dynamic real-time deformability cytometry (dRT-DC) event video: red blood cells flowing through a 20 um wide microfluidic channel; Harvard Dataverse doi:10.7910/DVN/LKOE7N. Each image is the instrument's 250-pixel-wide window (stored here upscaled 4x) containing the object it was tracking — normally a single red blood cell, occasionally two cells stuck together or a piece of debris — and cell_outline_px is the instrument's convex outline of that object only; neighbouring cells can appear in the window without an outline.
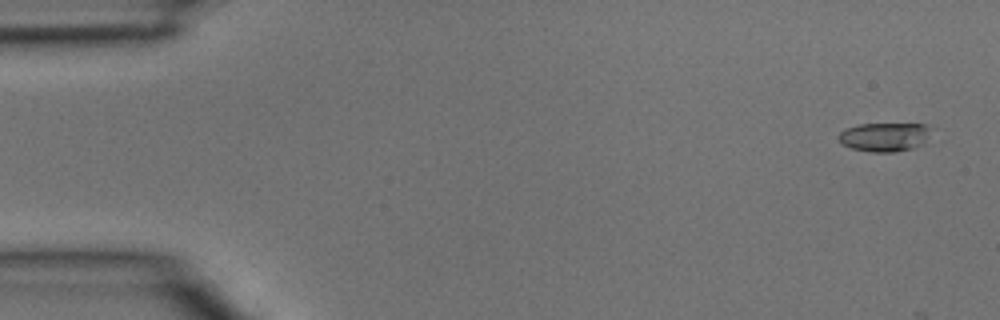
{"species": "common noctule bat (a hibernating species)", "species_latin": "Nyctalus noctula", "temperature_condition": "room temperature", "stored_images_in_passage": 3, "camera_frame_rate_fps": 3000, "um_per_image_px": 0.085, "animal": {"sex": "male", "body_mass_g": 15.6}, "frame": {"image": 1, "passage_image": 1, "time_ms": 0.0, "image_size_px": [1000, 320], "cell_outline_px": [[928, 128], [924, 144], [912, 148], [896, 152], [872, 152], [852, 148], [840, 144], [836, 136], [840, 132], [848, 128], [860, 124], [924, 124]], "centroid_in_image_um": [75.11, 11.65], "position_along_channel_um": 9.9, "area_um2": 15.37}}